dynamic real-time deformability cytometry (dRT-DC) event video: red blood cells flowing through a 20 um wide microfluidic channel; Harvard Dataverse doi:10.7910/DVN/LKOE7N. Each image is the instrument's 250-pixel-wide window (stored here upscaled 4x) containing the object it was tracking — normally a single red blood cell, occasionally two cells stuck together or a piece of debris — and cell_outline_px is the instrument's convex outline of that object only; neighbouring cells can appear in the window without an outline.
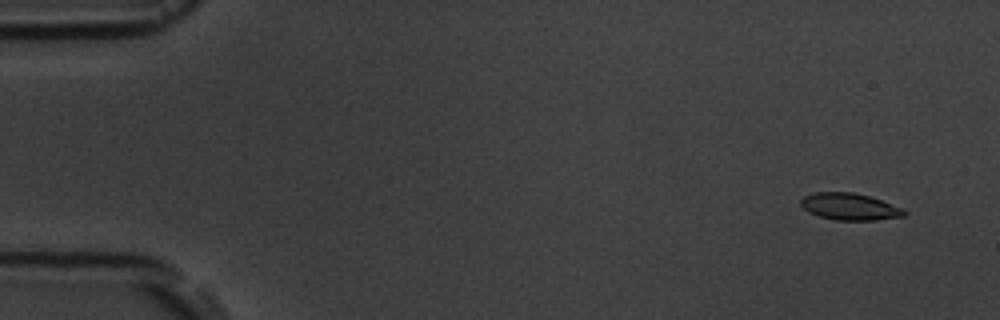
{"species": "common noctule bat (a hibernating species)", "species_latin": "Nyctalus noctula", "temperature_condition": "room temperature", "stored_images_in_passage": 6, "camera_frame_rate_fps": 3000, "um_per_image_px": 0.085, "animal": {"sex": "male", "body_mass_g": 19.5, "forearm_length_mm": 54.6}, "frame": {"image": 1, "passage_image": 1, "time_ms": 0.0, "image_size_px": [1000, 320], "cell_outline_px": [[908, 212], [904, 216], [876, 220], [836, 220], [820, 216], [808, 212], [800, 204], [800, 200], [804, 196], [816, 192], [852, 192], [868, 196], [904, 208]], "centroid_in_image_um": [72.23, 17.57], "position_along_channel_um": 12.8, "area_um2": 16.13}}
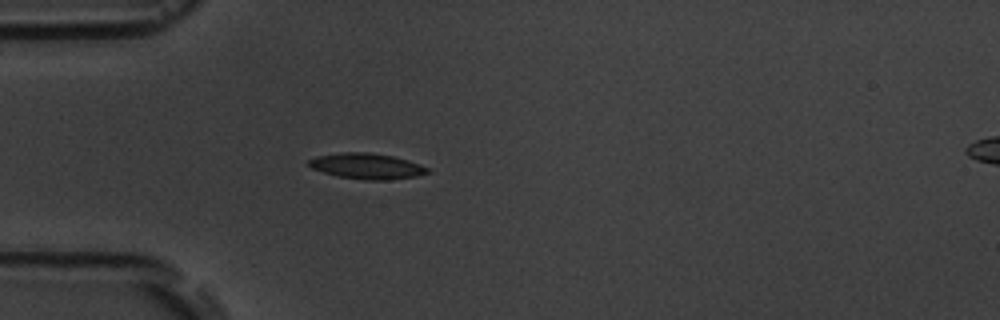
{"frame": {"image": 2, "passage_image": 5, "time_ms": 4.333, "image_size_px": [1000, 320], "cell_outline_px": [[432, 172], [416, 176], [388, 180], [364, 180], [336, 176], [312, 168], [308, 164], [308, 160], [316, 156], [340, 152], [368, 152], [392, 156], [420, 164], [428, 168]], "centroid_in_image_um": [31.17, 14.12], "position_along_channel_um": 53.8, "area_um2": 17.8}}